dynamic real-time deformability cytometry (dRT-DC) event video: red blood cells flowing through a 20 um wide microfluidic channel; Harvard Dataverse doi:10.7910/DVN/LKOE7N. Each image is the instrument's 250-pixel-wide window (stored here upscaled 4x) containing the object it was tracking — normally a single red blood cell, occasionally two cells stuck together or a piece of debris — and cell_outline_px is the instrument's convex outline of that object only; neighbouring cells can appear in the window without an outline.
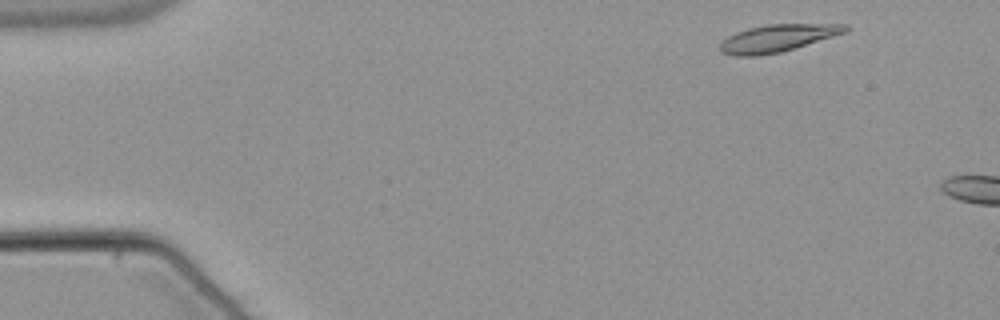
{"species": "common noctule bat (a hibernating species)", "species_latin": "Nyctalus noctula", "temperature_condition": "warm", "stored_images_in_passage": 7, "camera_frame_rate_fps": 3000, "um_per_image_px": 0.085, "animal": {"sex": "male", "body_mass_g": 21.5, "forearm_length_mm": 52.0}, "frame": {"image": 1, "passage_image": 3, "time_ms": 0.667, "image_size_px": [1000, 320], "cell_outline_px": [[852, 28], [848, 32], [780, 52], [756, 56], [736, 56], [720, 52], [720, 40], [736, 32], [748, 28], [768, 24], [848, 24]], "centroid_in_image_um": [66.1, 3.23], "position_along_channel_um": 18.9, "area_um2": 20.06}}